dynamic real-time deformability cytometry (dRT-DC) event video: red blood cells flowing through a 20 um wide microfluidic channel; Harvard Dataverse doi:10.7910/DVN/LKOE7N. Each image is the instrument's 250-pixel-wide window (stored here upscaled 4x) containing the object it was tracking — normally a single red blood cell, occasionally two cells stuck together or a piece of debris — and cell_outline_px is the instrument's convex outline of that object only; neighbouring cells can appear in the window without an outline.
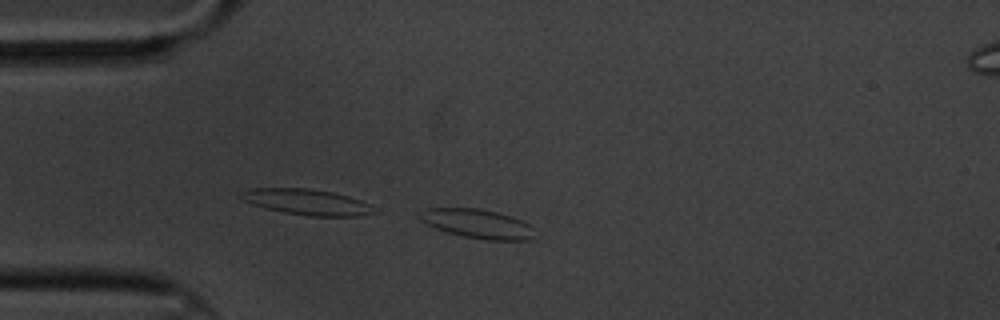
{"species": "common noctule bat (a hibernating species)", "species_latin": "Nyctalus noctula", "temperature_condition": "cold", "stored_images_in_passage": 38, "camera_frame_rate_fps": 3000, "um_per_image_px": 0.085, "animal": {"sex": "male", "body_mass_g": 20.1, "forearm_length_mm": 53.5}, "frame": {"image": 1, "passage_image": 1, "time_ms": 0.0, "image_size_px": [1000, 320], "cell_outline_px": [[532, 228], [528, 240], [484, 240], [464, 236], [448, 232], [436, 228], [420, 220], [416, 216], [420, 212], [428, 208], [476, 208], [496, 212], [512, 216], [528, 224]], "centroid_in_image_um": [40.51, 19.0], "position_along_channel_um": 44.5, "area_um2": 19.13}}
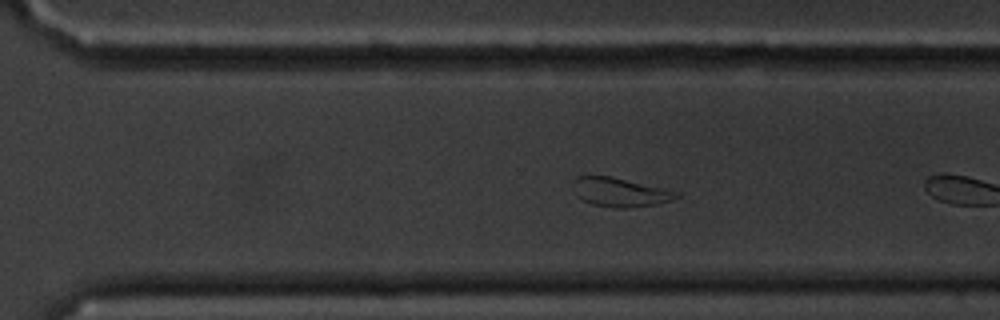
{"frame": {"image": 2, "passage_image": 25, "time_ms": 8.0, "image_size_px": [1000, 320], "cell_outline_px": [[680, 196], [672, 200], [656, 204], [624, 208], [612, 208], [592, 204], [576, 196], [572, 184], [572, 180], [576, 176], [612, 176], [680, 192]], "centroid_in_image_um": [52.68, 16.33], "position_along_channel_um": 317.9, "area_um2": 17.51}}
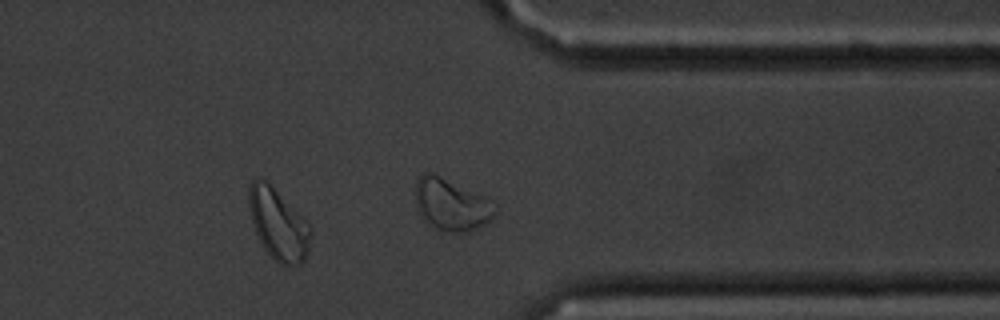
{"frame": {"image": 3, "passage_image": 33, "time_ms": 10.667, "image_size_px": [1000, 320], "cell_outline_px": [[312, 232], [308, 252], [304, 260], [300, 264], [288, 268], [280, 264], [264, 248], [256, 232], [252, 220], [248, 204], [248, 188], [252, 180], [264, 180], [308, 220], [312, 228]], "centroid_in_image_um": [23.7, 19.11], "position_along_channel_um": 387.7, "area_um2": 25.55}, "authors_computed_cell_mechanics": {"area_um2": 18.0914, "velocity_mm_per_s": 3.2919, "shape_relaxation_time_tau1_ms": null, "shape_relaxation_time_tau2_ms": 3.1313, "deformation_change_tau1": null, "deformation_change_tau2": 0.0875}}